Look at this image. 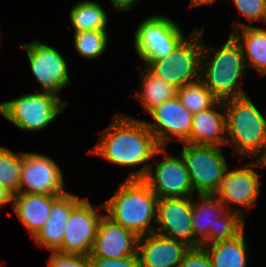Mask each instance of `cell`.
<instances>
[{
	"label": "cell",
	"mask_w": 266,
	"mask_h": 267,
	"mask_svg": "<svg viewBox=\"0 0 266 267\" xmlns=\"http://www.w3.org/2000/svg\"><path fill=\"white\" fill-rule=\"evenodd\" d=\"M239 14H243L249 22L262 20L266 23V0H233Z\"/></svg>",
	"instance_id": "cell-30"
},
{
	"label": "cell",
	"mask_w": 266,
	"mask_h": 267,
	"mask_svg": "<svg viewBox=\"0 0 266 267\" xmlns=\"http://www.w3.org/2000/svg\"><path fill=\"white\" fill-rule=\"evenodd\" d=\"M164 159L157 162L155 173L152 163L143 180L149 185L152 192L161 198L192 197L194 189L190 181L185 161L180 156L167 155L166 147H163Z\"/></svg>",
	"instance_id": "cell-11"
},
{
	"label": "cell",
	"mask_w": 266,
	"mask_h": 267,
	"mask_svg": "<svg viewBox=\"0 0 266 267\" xmlns=\"http://www.w3.org/2000/svg\"><path fill=\"white\" fill-rule=\"evenodd\" d=\"M90 261L92 267H140L137 255L118 259L90 257Z\"/></svg>",
	"instance_id": "cell-33"
},
{
	"label": "cell",
	"mask_w": 266,
	"mask_h": 267,
	"mask_svg": "<svg viewBox=\"0 0 266 267\" xmlns=\"http://www.w3.org/2000/svg\"><path fill=\"white\" fill-rule=\"evenodd\" d=\"M207 252L213 267H247L244 230L230 240L201 245Z\"/></svg>",
	"instance_id": "cell-23"
},
{
	"label": "cell",
	"mask_w": 266,
	"mask_h": 267,
	"mask_svg": "<svg viewBox=\"0 0 266 267\" xmlns=\"http://www.w3.org/2000/svg\"><path fill=\"white\" fill-rule=\"evenodd\" d=\"M73 41L79 56L95 59L101 56L108 46V33L106 30L75 32Z\"/></svg>",
	"instance_id": "cell-28"
},
{
	"label": "cell",
	"mask_w": 266,
	"mask_h": 267,
	"mask_svg": "<svg viewBox=\"0 0 266 267\" xmlns=\"http://www.w3.org/2000/svg\"><path fill=\"white\" fill-rule=\"evenodd\" d=\"M70 21L75 32L106 30L108 17L105 9L92 0L76 3L70 9Z\"/></svg>",
	"instance_id": "cell-25"
},
{
	"label": "cell",
	"mask_w": 266,
	"mask_h": 267,
	"mask_svg": "<svg viewBox=\"0 0 266 267\" xmlns=\"http://www.w3.org/2000/svg\"><path fill=\"white\" fill-rule=\"evenodd\" d=\"M216 0H191L190 6L212 5Z\"/></svg>",
	"instance_id": "cell-37"
},
{
	"label": "cell",
	"mask_w": 266,
	"mask_h": 267,
	"mask_svg": "<svg viewBox=\"0 0 266 267\" xmlns=\"http://www.w3.org/2000/svg\"><path fill=\"white\" fill-rule=\"evenodd\" d=\"M241 208L227 211L220 218L216 230H211L208 239L202 245L233 239L244 230L245 216Z\"/></svg>",
	"instance_id": "cell-27"
},
{
	"label": "cell",
	"mask_w": 266,
	"mask_h": 267,
	"mask_svg": "<svg viewBox=\"0 0 266 267\" xmlns=\"http://www.w3.org/2000/svg\"><path fill=\"white\" fill-rule=\"evenodd\" d=\"M139 237L106 214L102 216L89 257L125 258L137 255Z\"/></svg>",
	"instance_id": "cell-16"
},
{
	"label": "cell",
	"mask_w": 266,
	"mask_h": 267,
	"mask_svg": "<svg viewBox=\"0 0 266 267\" xmlns=\"http://www.w3.org/2000/svg\"><path fill=\"white\" fill-rule=\"evenodd\" d=\"M89 153L125 167H135L146 162L144 167L128 176V179H143L151 165L148 164L149 159L162 154L163 147L157 144L145 121L121 113L115 115Z\"/></svg>",
	"instance_id": "cell-1"
},
{
	"label": "cell",
	"mask_w": 266,
	"mask_h": 267,
	"mask_svg": "<svg viewBox=\"0 0 266 267\" xmlns=\"http://www.w3.org/2000/svg\"><path fill=\"white\" fill-rule=\"evenodd\" d=\"M258 157L260 158H257L256 161L259 163V166L266 167V144L264 146L262 153Z\"/></svg>",
	"instance_id": "cell-36"
},
{
	"label": "cell",
	"mask_w": 266,
	"mask_h": 267,
	"mask_svg": "<svg viewBox=\"0 0 266 267\" xmlns=\"http://www.w3.org/2000/svg\"><path fill=\"white\" fill-rule=\"evenodd\" d=\"M144 74L141 73V91L136 94L137 100L149 112L154 107L160 105L166 100L177 96L178 88L159 79L146 66H143Z\"/></svg>",
	"instance_id": "cell-24"
},
{
	"label": "cell",
	"mask_w": 266,
	"mask_h": 267,
	"mask_svg": "<svg viewBox=\"0 0 266 267\" xmlns=\"http://www.w3.org/2000/svg\"><path fill=\"white\" fill-rule=\"evenodd\" d=\"M181 28L173 20L160 15L144 19L134 35V46L146 65L151 60L169 56L185 39Z\"/></svg>",
	"instance_id": "cell-7"
},
{
	"label": "cell",
	"mask_w": 266,
	"mask_h": 267,
	"mask_svg": "<svg viewBox=\"0 0 266 267\" xmlns=\"http://www.w3.org/2000/svg\"><path fill=\"white\" fill-rule=\"evenodd\" d=\"M21 175V152L19 155L0 146V185L13 195L19 193Z\"/></svg>",
	"instance_id": "cell-29"
},
{
	"label": "cell",
	"mask_w": 266,
	"mask_h": 267,
	"mask_svg": "<svg viewBox=\"0 0 266 267\" xmlns=\"http://www.w3.org/2000/svg\"><path fill=\"white\" fill-rule=\"evenodd\" d=\"M190 249L185 242L156 232L139 237L137 256L140 267H179Z\"/></svg>",
	"instance_id": "cell-17"
},
{
	"label": "cell",
	"mask_w": 266,
	"mask_h": 267,
	"mask_svg": "<svg viewBox=\"0 0 266 267\" xmlns=\"http://www.w3.org/2000/svg\"><path fill=\"white\" fill-rule=\"evenodd\" d=\"M9 203H13V194L0 185V207Z\"/></svg>",
	"instance_id": "cell-35"
},
{
	"label": "cell",
	"mask_w": 266,
	"mask_h": 267,
	"mask_svg": "<svg viewBox=\"0 0 266 267\" xmlns=\"http://www.w3.org/2000/svg\"><path fill=\"white\" fill-rule=\"evenodd\" d=\"M135 1L139 0H110L114 9L118 12H125L135 7Z\"/></svg>",
	"instance_id": "cell-34"
},
{
	"label": "cell",
	"mask_w": 266,
	"mask_h": 267,
	"mask_svg": "<svg viewBox=\"0 0 266 267\" xmlns=\"http://www.w3.org/2000/svg\"><path fill=\"white\" fill-rule=\"evenodd\" d=\"M177 97L192 114L210 108L217 101L200 79L178 88Z\"/></svg>",
	"instance_id": "cell-26"
},
{
	"label": "cell",
	"mask_w": 266,
	"mask_h": 267,
	"mask_svg": "<svg viewBox=\"0 0 266 267\" xmlns=\"http://www.w3.org/2000/svg\"><path fill=\"white\" fill-rule=\"evenodd\" d=\"M226 146L233 145V155L258 157L266 144V119L248 95L224 101Z\"/></svg>",
	"instance_id": "cell-4"
},
{
	"label": "cell",
	"mask_w": 266,
	"mask_h": 267,
	"mask_svg": "<svg viewBox=\"0 0 266 267\" xmlns=\"http://www.w3.org/2000/svg\"><path fill=\"white\" fill-rule=\"evenodd\" d=\"M69 192L58 196L52 203L49 218L32 238L35 243L51 251H58L63 243L65 225L71 211L83 200Z\"/></svg>",
	"instance_id": "cell-19"
},
{
	"label": "cell",
	"mask_w": 266,
	"mask_h": 267,
	"mask_svg": "<svg viewBox=\"0 0 266 267\" xmlns=\"http://www.w3.org/2000/svg\"><path fill=\"white\" fill-rule=\"evenodd\" d=\"M208 47L203 43L200 60V80L203 84L218 101L246 95L240 82L247 71L240 43L231 34L220 48L214 50ZM213 51L215 55L209 61Z\"/></svg>",
	"instance_id": "cell-2"
},
{
	"label": "cell",
	"mask_w": 266,
	"mask_h": 267,
	"mask_svg": "<svg viewBox=\"0 0 266 267\" xmlns=\"http://www.w3.org/2000/svg\"><path fill=\"white\" fill-rule=\"evenodd\" d=\"M232 35L240 43L246 66L254 67L260 75H266V29L239 24V17ZM239 27L241 34L239 33Z\"/></svg>",
	"instance_id": "cell-21"
},
{
	"label": "cell",
	"mask_w": 266,
	"mask_h": 267,
	"mask_svg": "<svg viewBox=\"0 0 266 267\" xmlns=\"http://www.w3.org/2000/svg\"><path fill=\"white\" fill-rule=\"evenodd\" d=\"M181 155L190 181L198 194H213L227 173L228 164L220 146L182 143Z\"/></svg>",
	"instance_id": "cell-8"
},
{
	"label": "cell",
	"mask_w": 266,
	"mask_h": 267,
	"mask_svg": "<svg viewBox=\"0 0 266 267\" xmlns=\"http://www.w3.org/2000/svg\"><path fill=\"white\" fill-rule=\"evenodd\" d=\"M257 161L246 164L243 168L228 172L220 180L213 195L224 204L227 211H232L230 203L250 208L260 194L259 174L252 167H258Z\"/></svg>",
	"instance_id": "cell-15"
},
{
	"label": "cell",
	"mask_w": 266,
	"mask_h": 267,
	"mask_svg": "<svg viewBox=\"0 0 266 267\" xmlns=\"http://www.w3.org/2000/svg\"><path fill=\"white\" fill-rule=\"evenodd\" d=\"M179 267H213L206 250L200 247H190L185 253Z\"/></svg>",
	"instance_id": "cell-32"
},
{
	"label": "cell",
	"mask_w": 266,
	"mask_h": 267,
	"mask_svg": "<svg viewBox=\"0 0 266 267\" xmlns=\"http://www.w3.org/2000/svg\"><path fill=\"white\" fill-rule=\"evenodd\" d=\"M226 138L225 105L217 100L210 108L193 114L190 136L183 143L221 147L226 146Z\"/></svg>",
	"instance_id": "cell-18"
},
{
	"label": "cell",
	"mask_w": 266,
	"mask_h": 267,
	"mask_svg": "<svg viewBox=\"0 0 266 267\" xmlns=\"http://www.w3.org/2000/svg\"><path fill=\"white\" fill-rule=\"evenodd\" d=\"M23 48L27 51L32 74L40 83L41 91L60 96V91L71 84L64 57L55 48L38 40L23 44Z\"/></svg>",
	"instance_id": "cell-10"
},
{
	"label": "cell",
	"mask_w": 266,
	"mask_h": 267,
	"mask_svg": "<svg viewBox=\"0 0 266 267\" xmlns=\"http://www.w3.org/2000/svg\"><path fill=\"white\" fill-rule=\"evenodd\" d=\"M201 202L192 198V229L194 237L200 235L198 241L201 245L208 239L211 230H216L218 218L227 212L224 204L213 194H198Z\"/></svg>",
	"instance_id": "cell-22"
},
{
	"label": "cell",
	"mask_w": 266,
	"mask_h": 267,
	"mask_svg": "<svg viewBox=\"0 0 266 267\" xmlns=\"http://www.w3.org/2000/svg\"><path fill=\"white\" fill-rule=\"evenodd\" d=\"M19 193L52 196H61L67 193L64 190L60 166L48 156L21 152Z\"/></svg>",
	"instance_id": "cell-9"
},
{
	"label": "cell",
	"mask_w": 266,
	"mask_h": 267,
	"mask_svg": "<svg viewBox=\"0 0 266 267\" xmlns=\"http://www.w3.org/2000/svg\"><path fill=\"white\" fill-rule=\"evenodd\" d=\"M67 102L50 92L29 93L0 103V114L24 131H39L64 111Z\"/></svg>",
	"instance_id": "cell-6"
},
{
	"label": "cell",
	"mask_w": 266,
	"mask_h": 267,
	"mask_svg": "<svg viewBox=\"0 0 266 267\" xmlns=\"http://www.w3.org/2000/svg\"><path fill=\"white\" fill-rule=\"evenodd\" d=\"M57 197L31 193L13 195L12 208L30 232L31 238L36 235L49 218L52 203Z\"/></svg>",
	"instance_id": "cell-20"
},
{
	"label": "cell",
	"mask_w": 266,
	"mask_h": 267,
	"mask_svg": "<svg viewBox=\"0 0 266 267\" xmlns=\"http://www.w3.org/2000/svg\"><path fill=\"white\" fill-rule=\"evenodd\" d=\"M158 197L143 179H126L115 194L99 208L106 215L138 237L155 232Z\"/></svg>",
	"instance_id": "cell-3"
},
{
	"label": "cell",
	"mask_w": 266,
	"mask_h": 267,
	"mask_svg": "<svg viewBox=\"0 0 266 267\" xmlns=\"http://www.w3.org/2000/svg\"><path fill=\"white\" fill-rule=\"evenodd\" d=\"M148 113L156 122L145 121V124L160 147H167L169 141L175 139L183 143L190 136L193 114L177 96L164 101ZM170 135L176 138L172 139Z\"/></svg>",
	"instance_id": "cell-14"
},
{
	"label": "cell",
	"mask_w": 266,
	"mask_h": 267,
	"mask_svg": "<svg viewBox=\"0 0 266 267\" xmlns=\"http://www.w3.org/2000/svg\"><path fill=\"white\" fill-rule=\"evenodd\" d=\"M49 267H92L89 256L64 254L52 251Z\"/></svg>",
	"instance_id": "cell-31"
},
{
	"label": "cell",
	"mask_w": 266,
	"mask_h": 267,
	"mask_svg": "<svg viewBox=\"0 0 266 267\" xmlns=\"http://www.w3.org/2000/svg\"><path fill=\"white\" fill-rule=\"evenodd\" d=\"M194 30L190 38L184 39L169 56L151 60L144 66L176 88L199 80L204 29Z\"/></svg>",
	"instance_id": "cell-5"
},
{
	"label": "cell",
	"mask_w": 266,
	"mask_h": 267,
	"mask_svg": "<svg viewBox=\"0 0 266 267\" xmlns=\"http://www.w3.org/2000/svg\"><path fill=\"white\" fill-rule=\"evenodd\" d=\"M192 207V197L158 199L155 232L185 242L190 247H200L192 229Z\"/></svg>",
	"instance_id": "cell-12"
},
{
	"label": "cell",
	"mask_w": 266,
	"mask_h": 267,
	"mask_svg": "<svg viewBox=\"0 0 266 267\" xmlns=\"http://www.w3.org/2000/svg\"><path fill=\"white\" fill-rule=\"evenodd\" d=\"M103 215L97 213L88 198H84L71 211L58 252L89 256Z\"/></svg>",
	"instance_id": "cell-13"
}]
</instances>
